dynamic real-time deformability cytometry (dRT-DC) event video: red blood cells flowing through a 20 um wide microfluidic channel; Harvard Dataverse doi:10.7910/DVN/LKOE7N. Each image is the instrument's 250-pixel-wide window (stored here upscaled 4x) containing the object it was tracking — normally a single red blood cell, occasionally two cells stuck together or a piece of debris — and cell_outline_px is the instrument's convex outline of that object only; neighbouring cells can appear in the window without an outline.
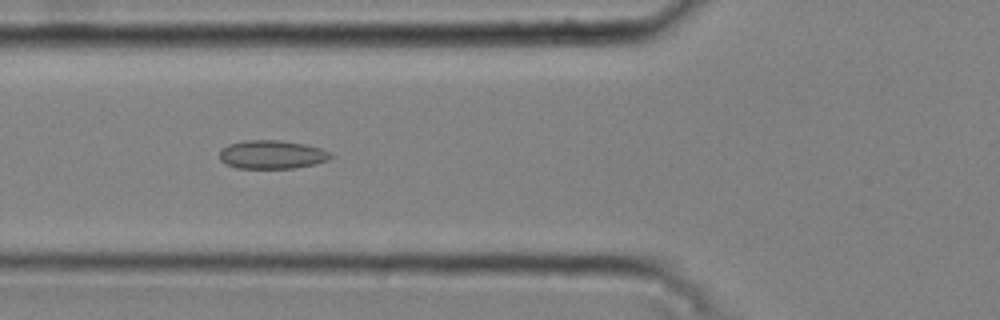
{"species": "common noctule bat (a hibernating species)", "species_latin": "Nyctalus noctula", "temperature_condition": "cold", "stored_images_in_passage": 51, "camera_frame_rate_fps": 3000, "um_per_image_px": 0.085, "animal": {"sex": "male", "body_mass_g": 20.4}, "frame": {"image": 1, "passage_image": 20, "time_ms": 6.333, "image_size_px": [1000, 320], "cell_outline_px": [[332, 156], [328, 160], [316, 164], [292, 168], [236, 168], [224, 164], [220, 160], [220, 152], [228, 144], [244, 140], [280, 140], [304, 144], [320, 148], [332, 152]], "centroid_in_image_um": [23.12, 13.14], "position_along_channel_um": 102.7, "area_um2": 18.55}}
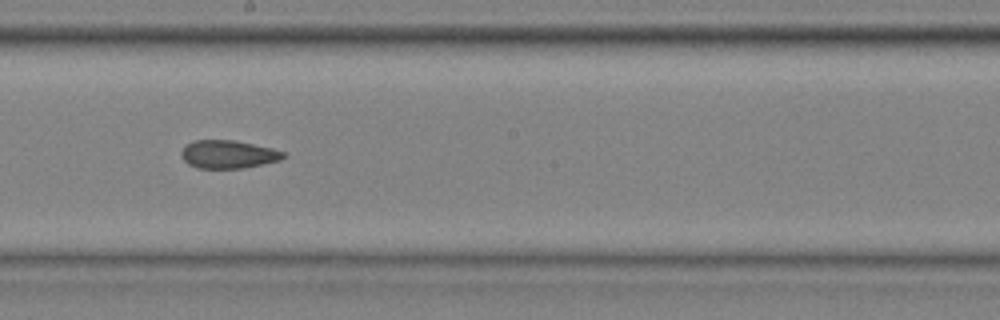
{"frame": {"image": 2, "passage_image": 30, "time_ms": 9.667, "image_size_px": [1000, 320], "cell_outline_px": [[288, 156], [280, 160], [244, 168], [196, 168], [188, 164], [184, 160], [180, 152], [188, 144], [196, 140], [232, 140], [272, 148], [288, 152]], "centroid_in_image_um": [19.45, 13.12], "position_along_channel_um": 228.8, "area_um2": 16.7}}
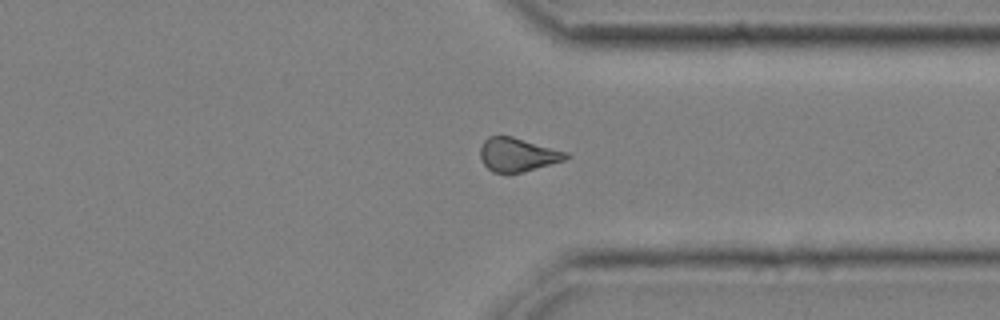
{"frame": {"image": 3, "passage_image": 41, "time_ms": 13.333, "image_size_px": [1000, 320], "cell_outline_px": [[572, 156], [564, 160], [520, 172], [492, 172], [480, 160], [480, 148], [484, 140], [488, 136], [512, 136], [568, 152]], "centroid_in_image_um": [43.98, 13.13], "position_along_channel_um": 367.4, "area_um2": 16.65}, "authors_computed_cell_mechanics": {"area_um2": 17.5712, "velocity_mm_per_s": 3.7844, "shape_relaxation_time_tau1_ms": null, "shape_relaxation_time_tau2_ms": 2.8808, "deformation_change_tau1": null, "deformation_change_tau2": 0.0934}}